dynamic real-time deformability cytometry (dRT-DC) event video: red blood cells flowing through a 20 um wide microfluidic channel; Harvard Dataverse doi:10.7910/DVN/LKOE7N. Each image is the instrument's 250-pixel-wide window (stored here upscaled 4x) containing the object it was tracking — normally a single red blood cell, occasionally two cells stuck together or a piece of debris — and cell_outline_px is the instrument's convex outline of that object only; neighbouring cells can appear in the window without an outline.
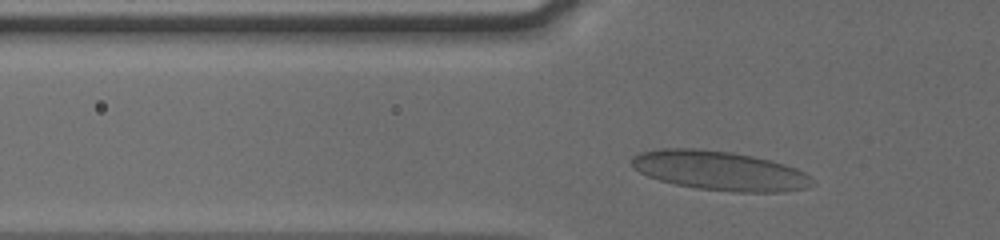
{"species": "human", "species_latin": "Homo sapiens", "temperature_condition": "cold", "stored_images_in_passage": 37, "camera_frame_rate_fps": 3000, "um_per_image_px": 0.085, "donor": {"sex": "male"}, "frame": {"image": 1, "passage_image": 10, "time_ms": 3.0, "image_size_px": [1000, 240], "cell_outline_px": [[816, 184], [804, 188], [784, 192], [736, 192], [696, 188], [676, 184], [660, 180], [648, 176], [632, 168], [632, 156], [640, 152], [660, 148], [692, 148], [728, 152], [752, 156], [784, 164], [796, 168], [804, 172]], "centroid_in_image_um": [61.15, 14.51], "position_along_channel_um": 64.7, "area_um2": 41.15}}
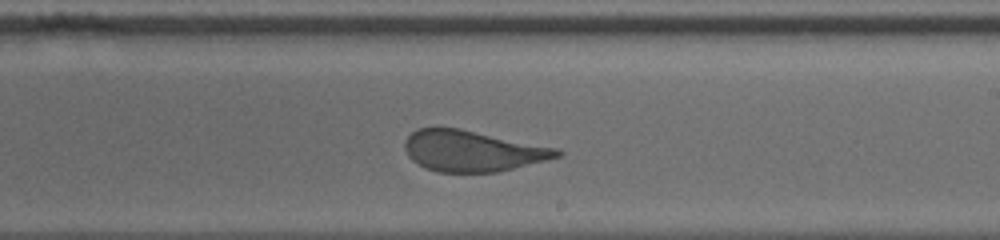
{"frame": {"image": 2, "passage_image": 25, "time_ms": 8.0, "image_size_px": [1000, 240], "cell_outline_px": [[564, 152], [560, 156], [496, 172], [436, 172], [412, 160], [408, 156], [404, 148], [404, 144], [408, 136], [412, 132], [420, 128], [460, 128], [556, 148]], "centroid_in_image_um": [40.12, 12.82], "position_along_channel_um": 248.9, "area_um2": 35.78}}
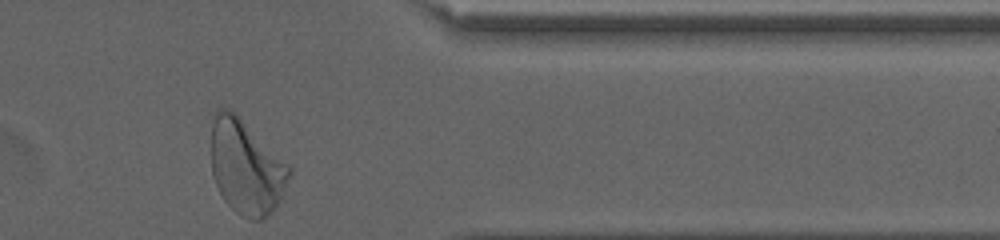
{"frame": {"image": 3, "passage_image": 37, "time_ms": 12.0, "image_size_px": [1000, 240], "cell_outline_px": [[292, 172], [280, 200], [260, 220], [252, 220], [240, 216], [224, 200], [216, 184], [212, 172], [212, 124], [216, 108], [228, 108], [288, 164], [292, 168]], "centroid_in_image_um": [20.91, 14.22], "position_along_channel_um": 390.5, "area_um2": 41.91}, "authors_computed_cell_mechanics": {"area_um2": 37.9168, "velocity_mm_per_s": 3.8005, "shape_relaxation_time_tau1_ms": 8.3991, "shape_relaxation_time_tau2_ms": null, "deformation_change_tau1": 0.2162, "deformation_change_tau2": null}}